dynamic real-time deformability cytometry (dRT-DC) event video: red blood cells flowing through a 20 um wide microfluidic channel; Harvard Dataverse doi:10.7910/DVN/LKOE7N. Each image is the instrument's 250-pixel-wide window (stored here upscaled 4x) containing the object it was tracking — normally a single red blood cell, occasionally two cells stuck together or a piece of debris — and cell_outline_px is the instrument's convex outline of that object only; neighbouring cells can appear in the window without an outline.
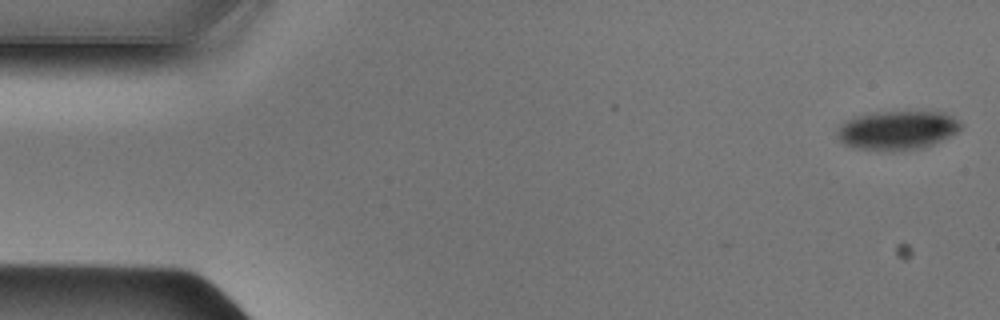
{"species": "Egyptian fruit bat (a non-hibernating species)", "species_latin": "Rousettus aegyptiacus", "temperature_condition": "cold", "stored_images_in_passage": 48, "camera_frame_rate_fps": 3000, "um_per_image_px": 0.085, "animal": {"sex": "male"}, "frame": {"image": 1, "passage_image": 1, "time_ms": 0.0, "image_size_px": [1000, 320], "cell_outline_px": [[960, 128], [956, 132], [924, 148], [892, 152], [884, 152], [856, 148], [844, 144], [840, 140], [836, 132], [840, 124], [844, 120], [856, 116], [876, 112], [944, 112], [960, 120]], "centroid_in_image_um": [76.22, 11.09], "position_along_channel_um": 8.8, "area_um2": 28.26}}
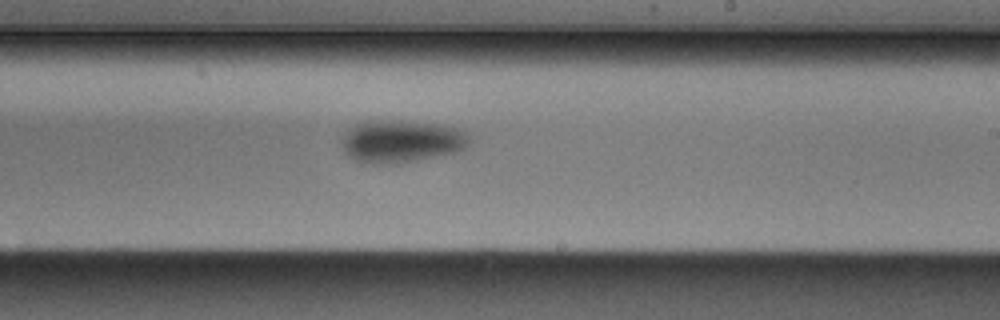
{"frame": {"image": 2, "passage_image": 28, "time_ms": 9.0, "image_size_px": [1000, 320], "cell_outline_px": [[468, 144], [464, 148], [456, 152], [416, 160], [392, 164], [364, 164], [348, 156], [340, 140], [348, 132], [360, 124], [392, 120], [400, 120], [440, 124], [456, 128], [464, 132], [468, 140]], "centroid_in_image_um": [34.12, 12.04], "position_along_channel_um": 254.9, "area_um2": 30.92}}
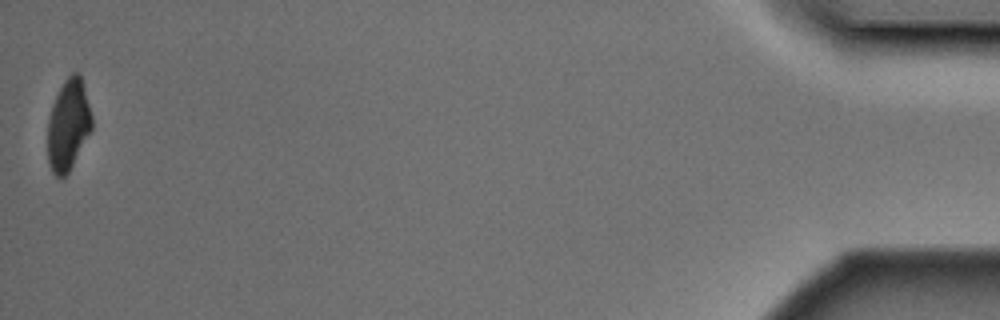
{"frame": {"image": 3, "passage_image": 48, "time_ms": 15.667, "image_size_px": [1000, 320], "cell_outline_px": [[92, 128], [68, 172], [60, 180], [52, 172], [48, 164], [48, 120], [52, 104], [64, 80], [72, 72], [76, 72], [80, 76], [92, 116]], "centroid_in_image_um": [5.78, 10.64], "position_along_channel_um": 429.4, "area_um2": 23.06}}